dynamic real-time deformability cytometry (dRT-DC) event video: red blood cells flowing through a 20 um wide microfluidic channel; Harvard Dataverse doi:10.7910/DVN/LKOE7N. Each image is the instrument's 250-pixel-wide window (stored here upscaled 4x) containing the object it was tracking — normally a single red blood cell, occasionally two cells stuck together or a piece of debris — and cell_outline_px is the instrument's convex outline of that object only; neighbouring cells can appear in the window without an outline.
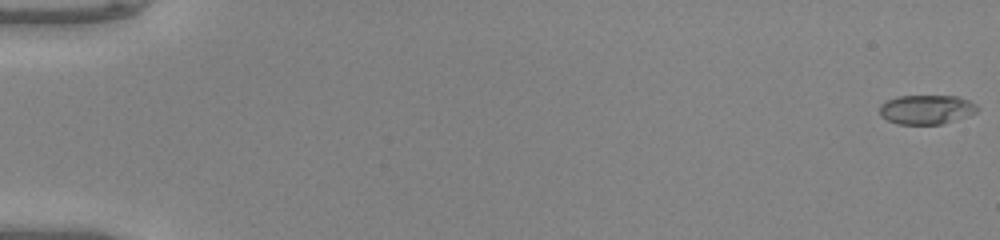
{"species": "common noctule bat (a hibernating species)", "species_latin": "Nyctalus noctula", "temperature_condition": "warm", "stored_images_in_passage": 51, "camera_frame_rate_fps": 3000, "um_per_image_px": 0.085, "animal": {"sex": "male", "body_mass_g": 20.0, "forearm_length_mm": 53.3}, "frame": {"image": 1, "passage_image": 1, "time_ms": 0.0, "image_size_px": [1000, 240], "cell_outline_px": [[980, 108], [976, 112], [968, 116], [940, 124], [896, 124], [880, 116], [880, 104], [896, 96], [956, 96], [968, 100], [976, 104]], "centroid_in_image_um": [78.74, 9.31], "position_along_channel_um": 6.3, "area_um2": 16.7}}
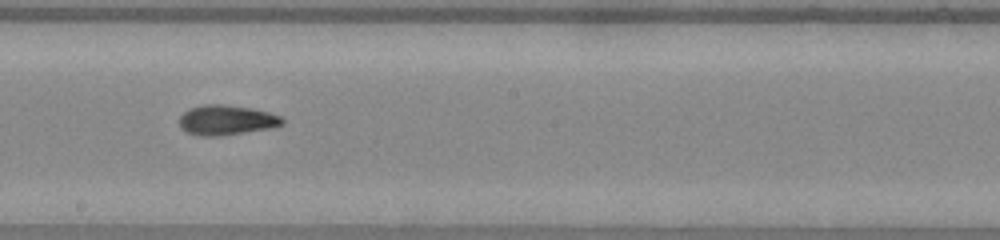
{"frame": {"image": 2, "passage_image": 30, "time_ms": 9.667, "image_size_px": [1000, 240], "cell_outline_px": [[284, 124], [272, 128], [216, 136], [200, 136], [188, 132], [180, 128], [180, 116], [188, 108], [204, 104], [224, 104], [252, 108], [268, 112], [280, 116], [284, 120]], "centroid_in_image_um": [19.24, 10.19], "position_along_channel_um": 229.0, "area_um2": 17.98}}
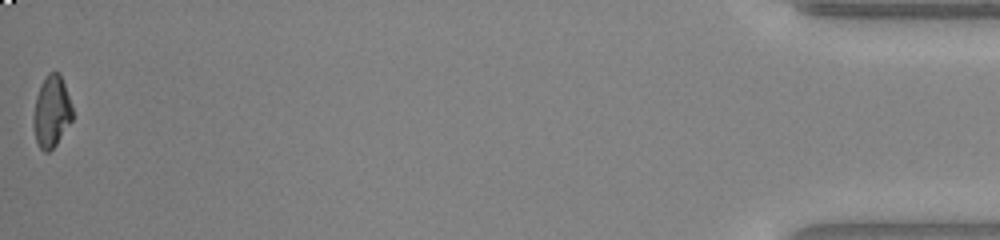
{"frame": {"image": 3, "passage_image": 51, "time_ms": 16.667, "image_size_px": [1000, 240], "cell_outline_px": [[72, 120], [56, 144], [48, 152], [44, 152], [40, 148], [36, 140], [32, 124], [32, 116], [36, 96], [40, 84], [48, 72], [60, 72], [72, 108]], "centroid_in_image_um": [4.35, 9.48], "position_along_channel_um": 430.9, "area_um2": 16.3}, "authors_computed_cell_mechanics": {"area_um2": 17.2244, "velocity_mm_per_s": 4.1791, "shape_relaxation_time_tau1_ms": 6.7315, "shape_relaxation_time_tau2_ms": 1.5739, "deformation_change_tau1": 0.2301, "deformation_change_tau2": 0.0706}}